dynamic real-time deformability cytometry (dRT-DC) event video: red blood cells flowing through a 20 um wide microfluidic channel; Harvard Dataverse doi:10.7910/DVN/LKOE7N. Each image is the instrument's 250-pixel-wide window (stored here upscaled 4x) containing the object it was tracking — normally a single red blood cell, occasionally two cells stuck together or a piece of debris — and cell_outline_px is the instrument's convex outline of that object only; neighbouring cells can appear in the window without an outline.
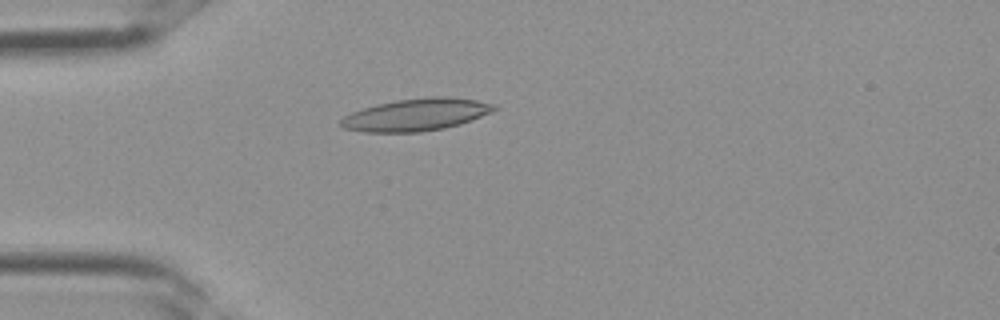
{"species": "Egyptian fruit bat (a non-hibernating species)", "species_latin": "Rousettus aegyptiacus", "temperature_condition": "room temperature", "stored_images_in_passage": 3, "camera_frame_rate_fps": 3000, "um_per_image_px": 0.085, "frame": {"image": 1, "passage_image": 3, "time_ms": 0.667, "image_size_px": [1000, 320], "cell_outline_px": [[496, 108], [492, 112], [472, 120], [460, 124], [444, 128], [420, 132], [364, 132], [344, 128], [340, 124], [340, 120], [344, 116], [352, 112], [376, 104], [396, 100], [428, 96], [444, 96], [476, 100], [496, 104]], "centroid_in_image_um": [35.38, 9.74], "position_along_channel_um": 49.6, "area_um2": 28.84}}